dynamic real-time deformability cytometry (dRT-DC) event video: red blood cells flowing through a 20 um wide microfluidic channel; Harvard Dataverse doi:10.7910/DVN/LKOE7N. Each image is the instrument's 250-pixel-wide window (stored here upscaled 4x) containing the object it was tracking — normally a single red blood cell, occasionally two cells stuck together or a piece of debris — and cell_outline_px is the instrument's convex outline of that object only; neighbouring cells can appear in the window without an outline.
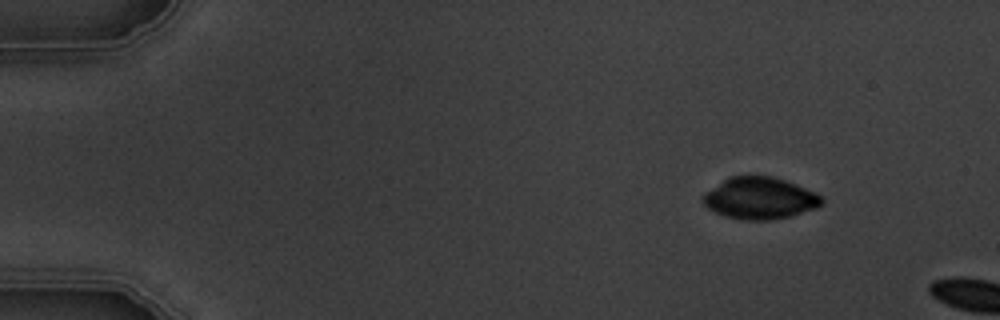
{"species": "common noctule bat (a hibernating species)", "species_latin": "Nyctalus noctula", "temperature_condition": "warm", "stored_images_in_passage": 2, "camera_frame_rate_fps": 3000, "um_per_image_px": 0.085, "animal": {"sex": "male", "body_mass_g": 19.5, "forearm_length_mm": 54.6}, "frame": {"image": 1, "passage_image": 1, "time_ms": 0.0, "image_size_px": [1000, 320], "cell_outline_px": [[824, 200], [816, 208], [792, 216], [768, 220], [744, 220], [724, 216], [708, 208], [704, 204], [700, 196], [704, 192], [728, 176], [772, 176], [796, 184], [816, 192]], "centroid_in_image_um": [64.55, 16.84], "position_along_channel_um": 20.5, "area_um2": 29.07}}